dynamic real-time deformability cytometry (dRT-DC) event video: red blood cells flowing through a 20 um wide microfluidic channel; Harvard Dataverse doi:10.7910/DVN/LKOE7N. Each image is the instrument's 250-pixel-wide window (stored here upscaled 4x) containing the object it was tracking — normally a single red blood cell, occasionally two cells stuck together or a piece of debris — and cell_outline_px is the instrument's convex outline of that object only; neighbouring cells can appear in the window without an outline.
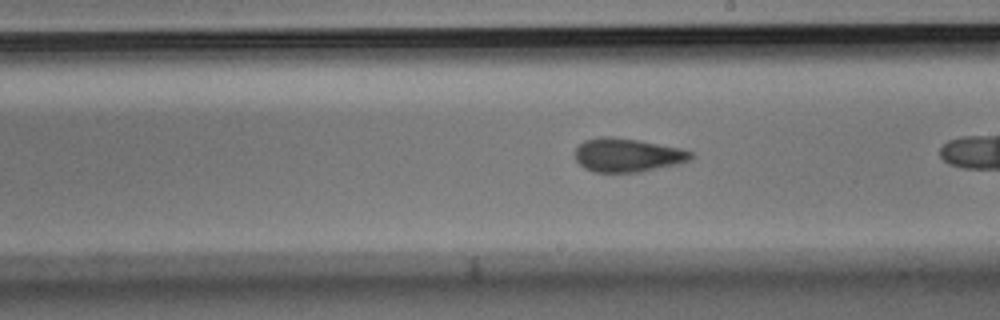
{"species": "Egyptian fruit bat (a non-hibernating species)", "species_latin": "Rousettus aegyptiacus", "temperature_condition": "room temperature", "stored_images_in_passage": 16, "camera_frame_rate_fps": 3000, "um_per_image_px": 0.085, "animal": {"sex": "male"}, "frame": {"image": 1, "passage_image": 14, "time_ms": 4.333, "image_size_px": [1000, 320], "cell_outline_px": [[692, 156], [688, 160], [676, 164], [636, 172], [592, 172], [584, 168], [576, 160], [576, 148], [584, 140], [600, 136], [612, 136], [640, 140], [680, 148], [692, 152]], "centroid_in_image_um": [53.28, 13.17], "position_along_channel_um": 235.7, "area_um2": 22.54}}